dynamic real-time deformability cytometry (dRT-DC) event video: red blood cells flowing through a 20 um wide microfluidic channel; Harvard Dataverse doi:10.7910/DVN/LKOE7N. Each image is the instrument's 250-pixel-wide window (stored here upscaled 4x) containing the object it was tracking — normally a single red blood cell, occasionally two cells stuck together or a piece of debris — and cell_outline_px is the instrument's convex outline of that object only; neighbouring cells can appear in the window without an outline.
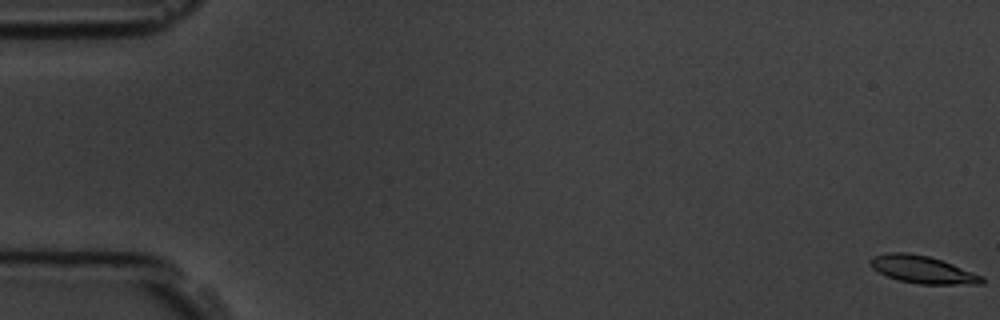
{"species": "common noctule bat (a hibernating species)", "species_latin": "Nyctalus noctula", "temperature_condition": "room temperature", "stored_images_in_passage": 12, "camera_frame_rate_fps": 3000, "um_per_image_px": 0.085, "animal": {"sex": "male", "body_mass_g": 19.5, "forearm_length_mm": 54.6}, "frame": {"image": 1, "passage_image": 1, "time_ms": 0.0, "image_size_px": [1000, 320], "cell_outline_px": [[984, 284], [920, 284], [900, 280], [888, 276], [872, 268], [868, 260], [872, 256], [888, 252], [908, 252], [928, 256], [952, 264], [984, 276]], "centroid_in_image_um": [78.41, 22.9], "position_along_channel_um": 6.6, "area_um2": 17.8}}
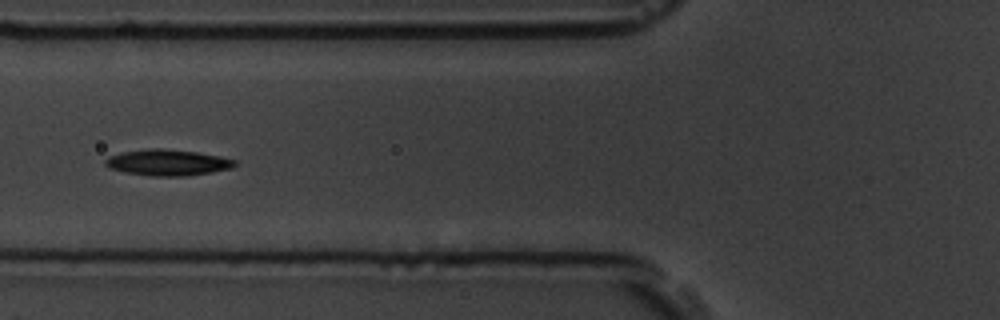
{"frame": {"image": 2, "passage_image": 7, "time_ms": 7.0, "image_size_px": [1000, 320], "cell_outline_px": [[236, 164], [232, 168], [212, 172], [188, 176], [152, 176], [124, 172], [108, 168], [104, 164], [104, 160], [108, 156], [120, 152], [148, 148], [164, 148], [196, 152], [220, 156], [236, 160]], "centroid_in_image_um": [14.21, 13.81], "position_along_channel_um": 111.6, "area_um2": 19.94}}
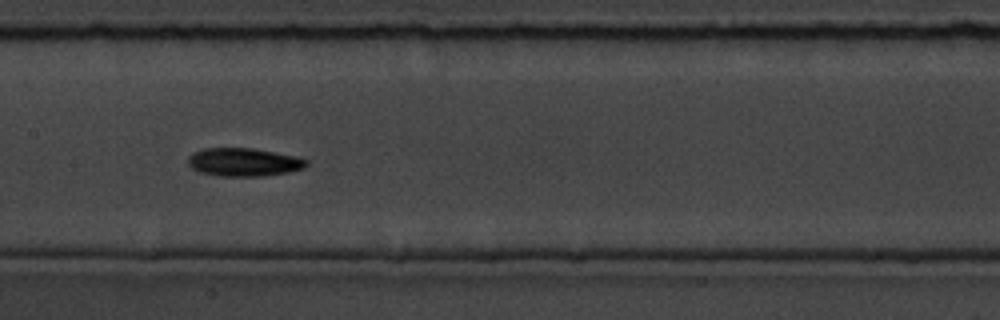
{"frame": {"image": 3, "passage_image": 9, "time_ms": 9.0, "image_size_px": [1000, 320], "cell_outline_px": [[308, 164], [304, 168], [288, 172], [264, 176], [216, 176], [200, 172], [192, 168], [188, 164], [188, 156], [192, 152], [204, 148], [252, 148], [296, 156], [308, 160]], "centroid_in_image_um": [20.7, 13.78], "position_along_channel_um": 186.7, "area_um2": 19.59}}